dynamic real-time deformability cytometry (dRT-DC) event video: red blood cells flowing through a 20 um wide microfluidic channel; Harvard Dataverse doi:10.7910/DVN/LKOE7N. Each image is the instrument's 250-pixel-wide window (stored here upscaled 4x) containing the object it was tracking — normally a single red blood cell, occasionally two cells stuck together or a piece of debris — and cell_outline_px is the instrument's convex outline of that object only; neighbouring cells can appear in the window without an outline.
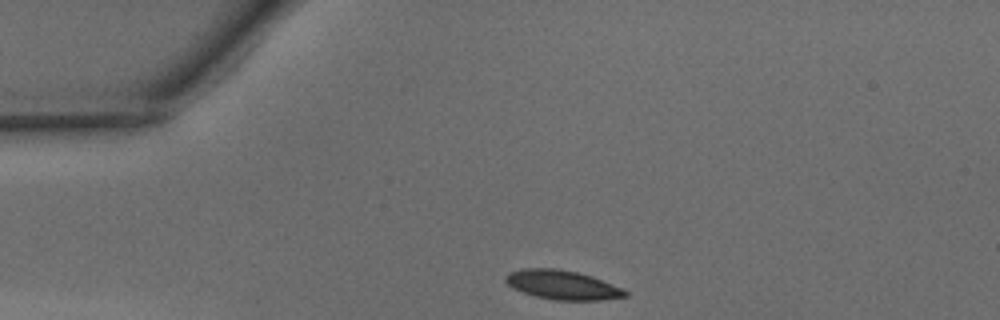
{"species": "common noctule bat (a hibernating species)", "species_latin": "Nyctalus noctula", "temperature_condition": "warm", "stored_images_in_passage": 28, "camera_frame_rate_fps": 3000, "um_per_image_px": 0.085, "animal": {"sex": "male", "body_mass_g": 15.6}, "frame": {"image": 1, "passage_image": 1, "time_ms": 0.0, "image_size_px": [1000, 320], "cell_outline_px": [[628, 296], [600, 300], [556, 300], [536, 296], [512, 288], [504, 280], [504, 276], [508, 272], [524, 268], [556, 268], [580, 272], [592, 276], [620, 288], [628, 292]], "centroid_in_image_um": [47.76, 24.2], "position_along_channel_um": 37.2, "area_um2": 20.29}}
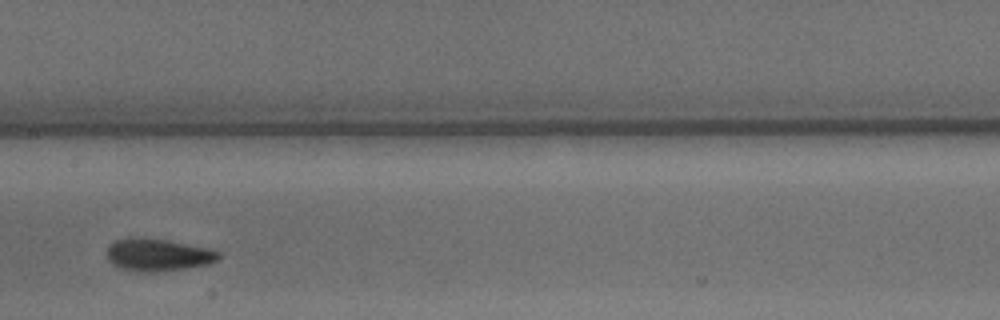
{"frame": {"image": 2, "passage_image": 15, "time_ms": 4.667, "image_size_px": [1000, 320], "cell_outline_px": [[220, 256], [216, 260], [208, 264], [188, 268], [156, 272], [136, 272], [120, 268], [112, 264], [108, 260], [108, 248], [116, 240], [168, 240], [208, 248], [220, 252]], "centroid_in_image_um": [13.48, 21.71], "position_along_channel_um": 193.9, "area_um2": 20.46}}
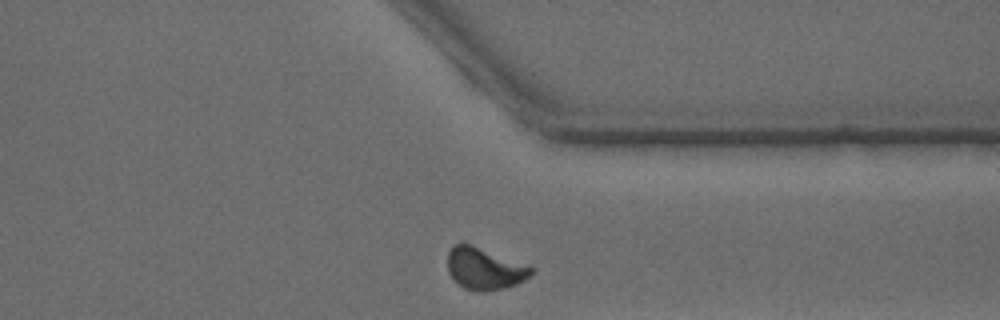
{"frame": {"image": 3, "passage_image": 28, "time_ms": 9.0, "image_size_px": [1000, 320], "cell_outline_px": [[536, 272], [532, 276], [516, 284], [504, 288], [484, 292], [476, 292], [464, 288], [456, 284], [448, 272], [448, 252], [452, 244], [472, 244], [536, 268]], "centroid_in_image_um": [41.2, 22.85], "position_along_channel_um": 370.2, "area_um2": 20.81}, "authors_computed_cell_mechanics": {"area_um2": 20.6635, "velocity_mm_per_s": 4.0945, "shape_relaxation_time_tau1_ms": 2.6965, "shape_relaxation_time_tau2_ms": 2.2455, "deformation_change_tau1": 0.1061, "deformation_change_tau2": 0.0616}}